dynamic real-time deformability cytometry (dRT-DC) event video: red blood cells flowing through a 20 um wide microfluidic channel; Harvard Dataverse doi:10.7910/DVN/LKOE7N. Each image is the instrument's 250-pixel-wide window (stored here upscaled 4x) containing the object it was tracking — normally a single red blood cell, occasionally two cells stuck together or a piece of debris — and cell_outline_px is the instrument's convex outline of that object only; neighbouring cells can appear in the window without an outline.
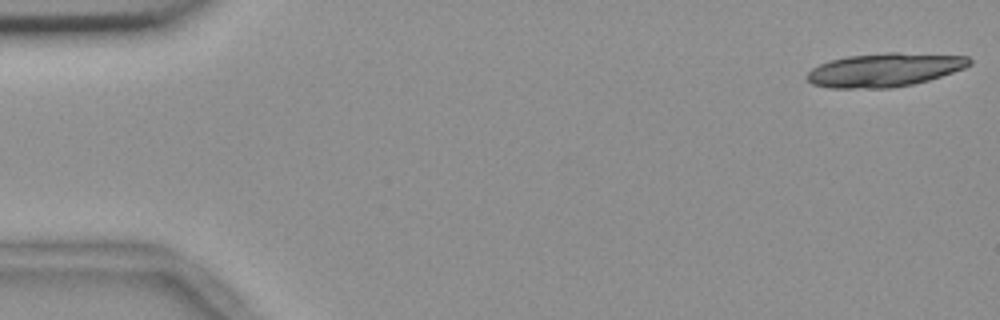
{"species": "common noctule bat (a hibernating species)", "species_latin": "Nyctalus noctula", "temperature_condition": "room temperature", "stored_images_in_passage": 18, "camera_frame_rate_fps": 3000, "um_per_image_px": 0.085, "animal": {"sex": "female", "body_mass_g": 18.4}, "frame": {"image": 1, "passage_image": 1, "time_ms": 0.0, "image_size_px": [1000, 320], "cell_outline_px": [[972, 64], [964, 68], [928, 80], [912, 84], [892, 88], [828, 88], [812, 84], [804, 76], [812, 68], [820, 64], [832, 60], [848, 56], [888, 52], [900, 52], [968, 56], [972, 60]], "centroid_in_image_um": [75.18, 5.94], "position_along_channel_um": 9.8, "area_um2": 31.85}}